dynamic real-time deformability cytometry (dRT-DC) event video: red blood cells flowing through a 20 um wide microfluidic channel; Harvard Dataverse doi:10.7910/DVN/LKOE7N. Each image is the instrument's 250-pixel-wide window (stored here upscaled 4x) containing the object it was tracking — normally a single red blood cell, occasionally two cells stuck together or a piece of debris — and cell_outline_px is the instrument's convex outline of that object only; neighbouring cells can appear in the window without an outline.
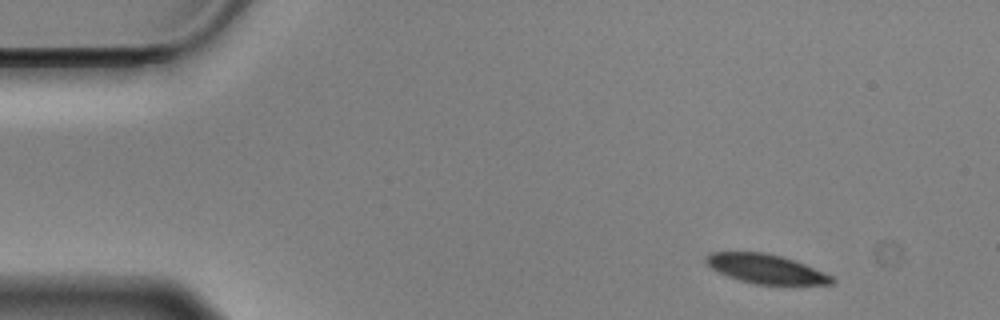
{"species": "Egyptian fruit bat (a non-hibernating species)", "species_latin": "Rousettus aegyptiacus", "temperature_condition": "cold", "stored_images_in_passage": 52, "camera_frame_rate_fps": 3000, "um_per_image_px": 0.085, "animal": {"sex": "male"}, "frame": {"image": 1, "passage_image": 1, "time_ms": 0.0, "image_size_px": [1000, 320], "cell_outline_px": [[836, 280], [832, 284], [756, 284], [740, 280], [728, 276], [712, 268], [704, 260], [704, 256], [712, 252], [764, 252], [796, 260], [832, 276]], "centroid_in_image_um": [65.1, 22.84], "position_along_channel_um": 19.9, "area_um2": 21.21}}
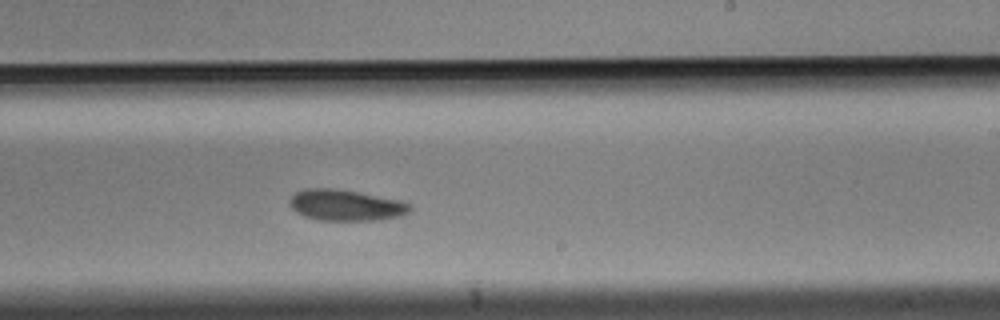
{"frame": {"image": 2, "passage_image": 29, "time_ms": 9.333, "image_size_px": [1000, 320], "cell_outline_px": [[412, 208], [408, 212], [400, 216], [380, 220], [320, 220], [304, 216], [296, 212], [288, 204], [288, 200], [296, 192], [304, 188], [336, 188], [400, 200], [412, 204]], "centroid_in_image_um": [29.38, 17.44], "position_along_channel_um": 259.6, "area_um2": 21.91}}
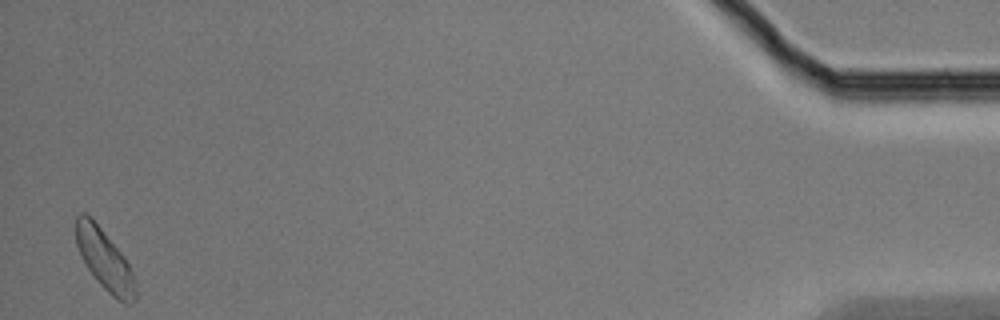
{"frame": {"image": 3, "passage_image": 51, "time_ms": 16.667, "image_size_px": [1000, 320], "cell_outline_px": [[136, 300], [132, 304], [124, 304], [112, 296], [96, 280], [88, 268], [76, 244], [76, 216], [80, 212], [84, 212], [100, 228], [120, 252], [128, 264], [132, 272], [136, 284]], "centroid_in_image_um": [8.92, 22.14], "position_along_channel_um": 426.3, "area_um2": 20.52}, "authors_computed_cell_mechanics": {"area_um2": 22.0218, "velocity_mm_per_s": 3.4894, "shape_relaxation_time_tau1_ms": 4.582, "shape_relaxation_time_tau2_ms": null, "deformation_change_tau1": 0.1006, "deformation_change_tau2": null}}